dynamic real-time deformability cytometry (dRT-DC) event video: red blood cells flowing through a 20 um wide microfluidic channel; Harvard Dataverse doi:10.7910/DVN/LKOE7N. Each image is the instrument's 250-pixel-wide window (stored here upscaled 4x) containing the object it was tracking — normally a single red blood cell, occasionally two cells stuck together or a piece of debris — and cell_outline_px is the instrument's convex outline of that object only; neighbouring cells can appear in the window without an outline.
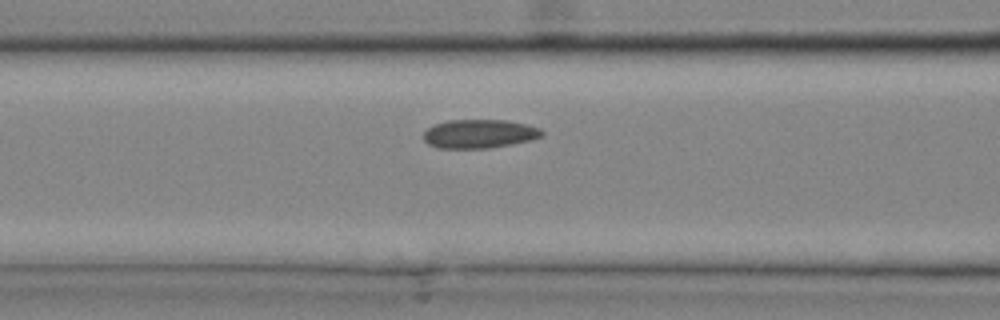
{"species": "common noctule bat (a hibernating species)", "species_latin": "Nyctalus noctula", "temperature_condition": "cold", "stored_images_in_passage": 13, "camera_frame_rate_fps": 3000, "um_per_image_px": 0.085, "animal": {"sex": "male", "body_mass_g": 20.4}, "frame": {"image": 1, "passage_image": 4, "time_ms": 1.0, "image_size_px": [1000, 320], "cell_outline_px": [[544, 136], [532, 140], [512, 144], [488, 148], [436, 148], [428, 144], [424, 140], [424, 132], [428, 128], [436, 124], [448, 120], [504, 120], [524, 124], [540, 128], [544, 132]], "centroid_in_image_um": [40.76, 11.38], "position_along_channel_um": 125.8, "area_um2": 19.83}}